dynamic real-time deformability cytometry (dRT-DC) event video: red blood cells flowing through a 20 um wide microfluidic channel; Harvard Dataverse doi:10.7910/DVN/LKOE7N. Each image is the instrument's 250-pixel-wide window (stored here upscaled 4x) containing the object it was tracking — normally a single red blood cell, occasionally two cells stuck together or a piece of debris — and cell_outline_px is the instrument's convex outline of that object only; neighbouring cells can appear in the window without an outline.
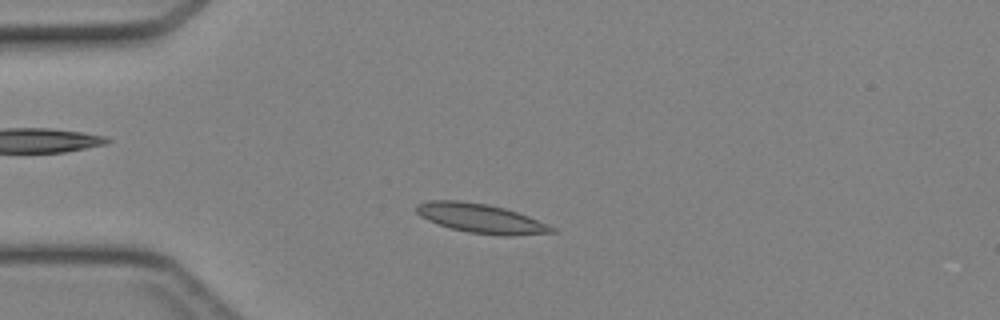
{"species": "Egyptian fruit bat (a non-hibernating species)", "species_latin": "Rousettus aegyptiacus", "temperature_condition": "cold", "stored_images_in_passage": 40, "camera_frame_rate_fps": 3000, "um_per_image_px": 0.085, "animal": {"sex": "female"}, "frame": {"image": 1, "passage_image": 7, "time_ms": 2.0, "image_size_px": [1000, 320], "cell_outline_px": [[556, 232], [512, 236], [500, 236], [468, 232], [452, 228], [428, 220], [420, 216], [416, 212], [416, 204], [428, 200], [456, 200], [488, 204], [504, 208], [528, 216], [556, 228]], "centroid_in_image_um": [40.87, 18.56], "position_along_channel_um": 44.1, "area_um2": 23.0}}
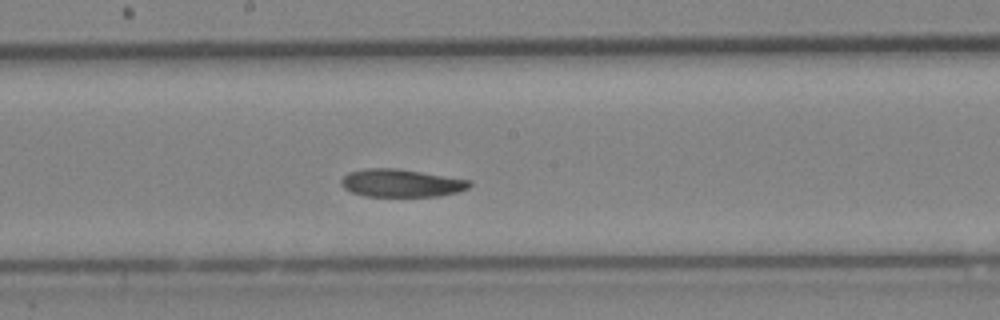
{"frame": {"image": 2, "passage_image": 20, "time_ms": 6.333, "image_size_px": [1000, 320], "cell_outline_px": [[472, 184], [468, 188], [456, 192], [440, 196], [364, 196], [352, 192], [344, 188], [340, 184], [340, 180], [348, 172], [368, 168], [396, 168], [472, 180]], "centroid_in_image_um": [34.1, 15.56], "position_along_channel_um": 214.1, "area_um2": 20.81}}
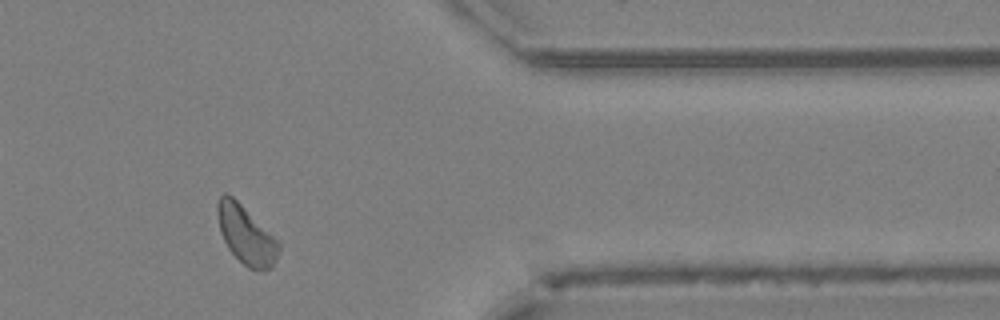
{"frame": {"image": 3, "passage_image": 33, "time_ms": 10.667, "image_size_px": [1000, 320], "cell_outline_px": [[280, 248], [276, 260], [272, 268], [264, 272], [260, 272], [248, 268], [228, 248], [220, 232], [216, 212], [216, 204], [220, 196], [224, 192], [228, 192], [280, 240]], "centroid_in_image_um": [20.94, 19.97], "position_along_channel_um": 390.5, "area_um2": 21.33}}